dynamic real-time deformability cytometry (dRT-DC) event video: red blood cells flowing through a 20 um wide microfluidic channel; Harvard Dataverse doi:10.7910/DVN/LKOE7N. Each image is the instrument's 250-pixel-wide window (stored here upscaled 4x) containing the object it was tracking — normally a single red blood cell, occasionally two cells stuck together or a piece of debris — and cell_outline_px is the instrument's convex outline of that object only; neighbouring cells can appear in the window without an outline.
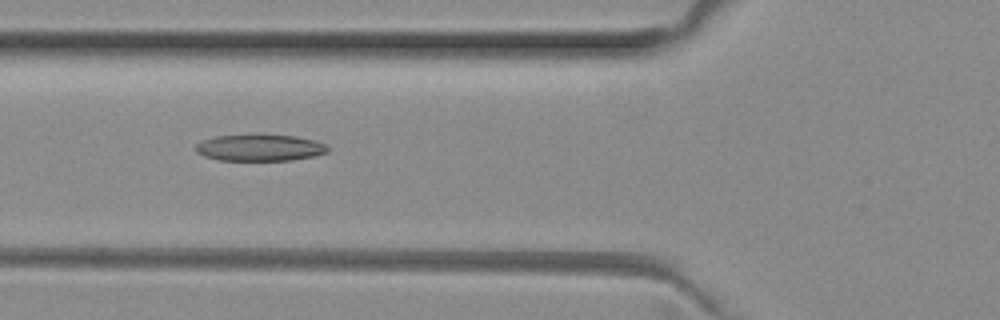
{"species": "common noctule bat (a hibernating species)", "species_latin": "Nyctalus noctula", "temperature_condition": "room temperature", "stored_images_in_passage": 44, "camera_frame_rate_fps": 3000, "um_per_image_px": 0.085, "animal": {"sex": "female", "body_mass_g": 29.2, "forearm_length_mm": 56.3}, "frame": {"image": 1, "passage_image": 12, "time_ms": 3.667, "image_size_px": [1000, 320], "cell_outline_px": [[328, 152], [312, 156], [292, 160], [216, 160], [204, 156], [196, 152], [196, 144], [204, 140], [216, 136], [296, 136], [312, 140], [324, 144], [328, 148]], "centroid_in_image_um": [22.06, 12.58], "position_along_channel_um": 103.7, "area_um2": 19.83}}
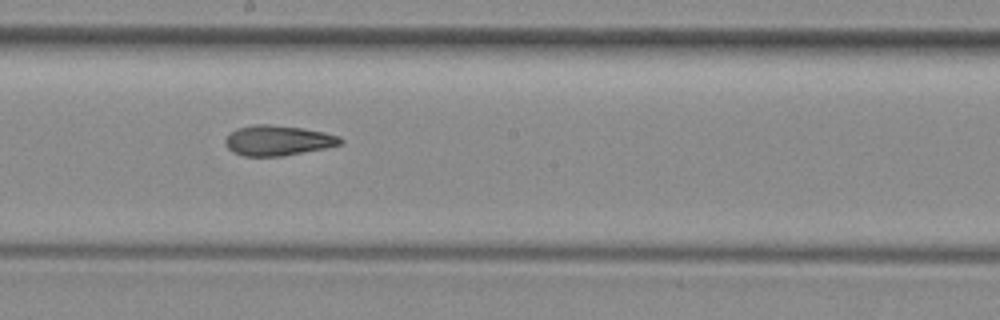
{"frame": {"image": 2, "passage_image": 21, "time_ms": 6.667, "image_size_px": [1000, 320], "cell_outline_px": [[344, 140], [340, 144], [324, 148], [284, 156], [244, 156], [232, 152], [224, 144], [224, 140], [236, 128], [256, 124], [268, 124], [300, 128], [324, 132], [340, 136]], "centroid_in_image_um": [23.6, 11.94], "position_along_channel_um": 224.6, "area_um2": 20.17}}
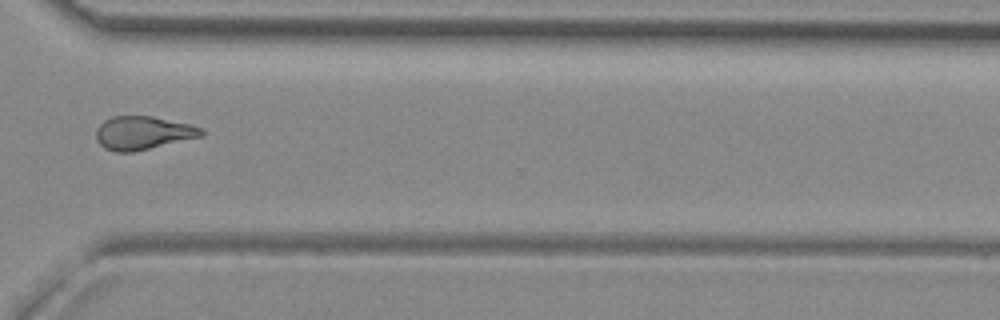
{"frame": {"image": 3, "passage_image": 31, "time_ms": 10.0, "image_size_px": [1000, 320], "cell_outline_px": [[204, 132], [200, 136], [132, 152], [116, 152], [104, 148], [96, 140], [96, 128], [104, 120], [112, 116], [152, 116], [188, 124], [204, 128]], "centroid_in_image_um": [12.09, 11.29], "position_along_channel_um": 358.5, "area_um2": 20.23}, "authors_computed_cell_mechanics": {"area_um2": 20.5479, "velocity_mm_per_s": 4.0265, "shape_relaxation_time_tau1_ms": null, "shape_relaxation_time_tau2_ms": 3.7115, "deformation_change_tau1": null, "deformation_change_tau2": 0.1241}}